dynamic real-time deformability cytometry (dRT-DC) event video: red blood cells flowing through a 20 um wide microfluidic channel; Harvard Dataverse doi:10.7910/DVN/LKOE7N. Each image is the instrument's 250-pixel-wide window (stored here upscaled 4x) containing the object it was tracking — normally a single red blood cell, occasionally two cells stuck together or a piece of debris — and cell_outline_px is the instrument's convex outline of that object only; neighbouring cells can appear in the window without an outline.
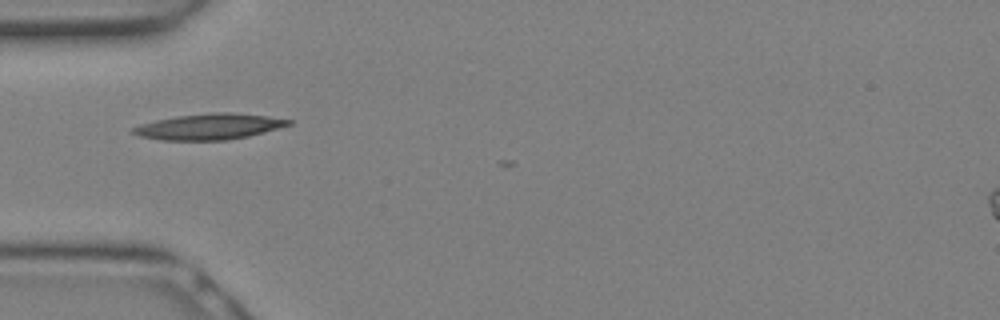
{"species": "Egyptian fruit bat (a non-hibernating species)", "species_latin": "Rousettus aegyptiacus", "temperature_condition": "warm", "stored_images_in_passage": 3, "camera_frame_rate_fps": 3000, "um_per_image_px": 0.085, "animal": {"sex": "female"}, "frame": {"image": 1, "passage_image": 1, "time_ms": 0.0, "image_size_px": [1000, 320], "cell_outline_px": [[292, 124], [248, 136], [228, 140], [160, 140], [140, 136], [132, 132], [132, 128], [140, 124], [156, 120], [176, 116], [212, 112], [228, 112], [268, 116], [292, 120]], "centroid_in_image_um": [17.77, 10.76], "position_along_channel_um": 67.2, "area_um2": 23.29}}